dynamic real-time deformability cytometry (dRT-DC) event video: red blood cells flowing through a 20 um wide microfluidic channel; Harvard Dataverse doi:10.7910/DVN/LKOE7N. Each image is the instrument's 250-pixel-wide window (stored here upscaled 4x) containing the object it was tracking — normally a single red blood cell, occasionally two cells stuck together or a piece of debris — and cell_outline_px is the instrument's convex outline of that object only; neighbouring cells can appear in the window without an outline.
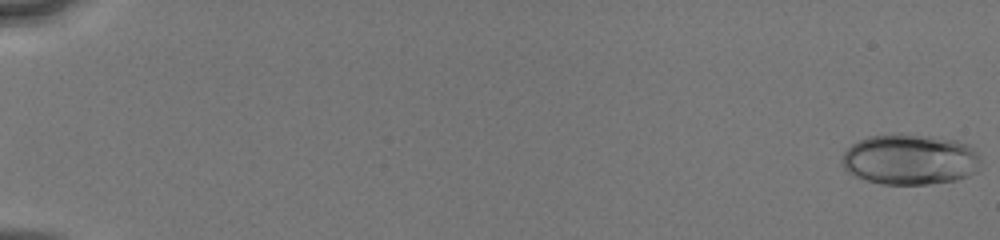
{"species": "human", "species_latin": "Homo sapiens", "temperature_condition": "cold", "stored_images_in_passage": 12, "camera_frame_rate_fps": 3000, "um_per_image_px": 0.085, "donor": {"sex": "male"}, "frame": {"image": 1, "passage_image": 1, "time_ms": 0.0, "image_size_px": [1000, 240], "cell_outline_px": [[980, 172], [956, 180], [928, 184], [880, 184], [856, 176], [848, 172], [840, 164], [840, 160], [844, 152], [852, 144], [868, 136], [896, 132], [932, 136], [956, 140], [968, 144], [980, 156]], "centroid_in_image_um": [77.36, 13.54], "position_along_channel_um": 7.6, "area_um2": 41.67}}
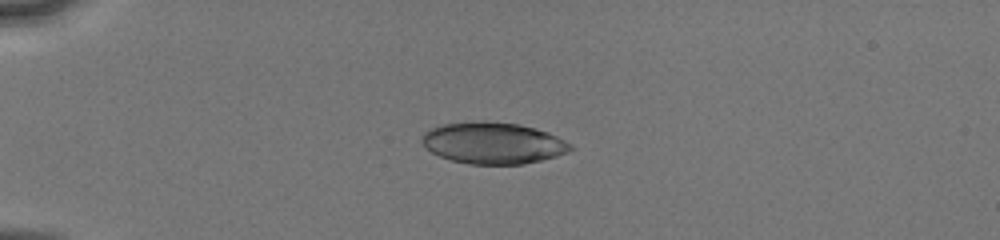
{"frame": {"image": 2, "passage_image": 8, "time_ms": 4.667, "image_size_px": [1000, 240], "cell_outline_px": [[576, 148], [568, 152], [556, 156], [524, 164], [468, 164], [452, 160], [440, 156], [432, 152], [420, 140], [420, 136], [424, 132], [432, 128], [444, 124], [476, 120], [484, 120], [520, 124], [536, 128], [548, 132], [572, 144]], "centroid_in_image_um": [41.93, 12.14], "position_along_channel_um": 43.1, "area_um2": 36.18}}
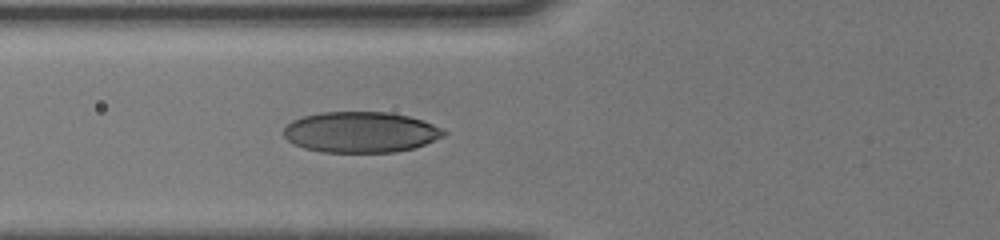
{"frame": {"image": 3, "passage_image": 12, "time_ms": 7.0, "image_size_px": [1000, 240], "cell_outline_px": [[448, 132], [444, 136], [424, 144], [412, 148], [396, 152], [320, 152], [304, 148], [288, 140], [284, 136], [284, 128], [292, 120], [304, 116], [320, 112], [388, 112], [408, 116], [444, 128]], "centroid_in_image_um": [30.66, 11.23], "position_along_channel_um": 95.1, "area_um2": 37.97}}